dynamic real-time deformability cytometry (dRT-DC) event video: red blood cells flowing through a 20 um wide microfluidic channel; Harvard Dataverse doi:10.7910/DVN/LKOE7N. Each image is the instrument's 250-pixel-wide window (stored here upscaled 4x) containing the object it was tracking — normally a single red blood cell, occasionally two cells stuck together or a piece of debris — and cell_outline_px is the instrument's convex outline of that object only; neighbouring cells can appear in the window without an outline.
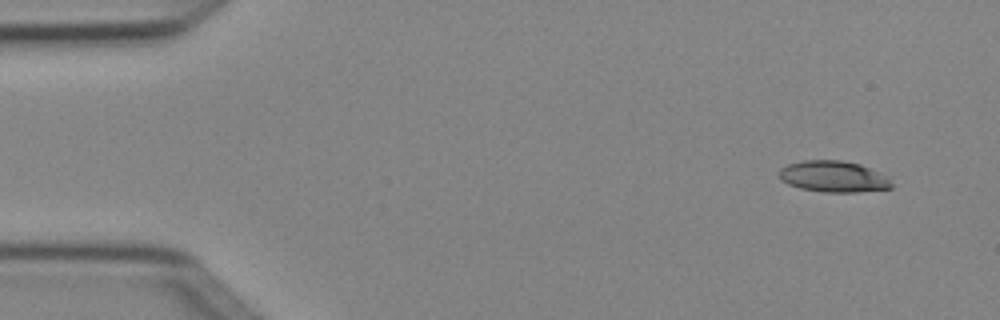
{"species": "Egyptian fruit bat (a non-hibernating species)", "species_latin": "Rousettus aegyptiacus", "temperature_condition": "cold", "stored_images_in_passage": 4, "camera_frame_rate_fps": 3000, "um_per_image_px": 0.085, "animal": {"sex": "female"}, "frame": {"image": 1, "passage_image": 1, "time_ms": 0.0, "image_size_px": [1000, 320], "cell_outline_px": [[892, 188], [856, 192], [824, 192], [800, 188], [788, 184], [780, 180], [780, 168], [788, 164], [804, 160], [840, 160], [860, 164], [888, 176], [892, 184]], "centroid_in_image_um": [70.85, 15.0], "position_along_channel_um": 14.2, "area_um2": 20.46}}
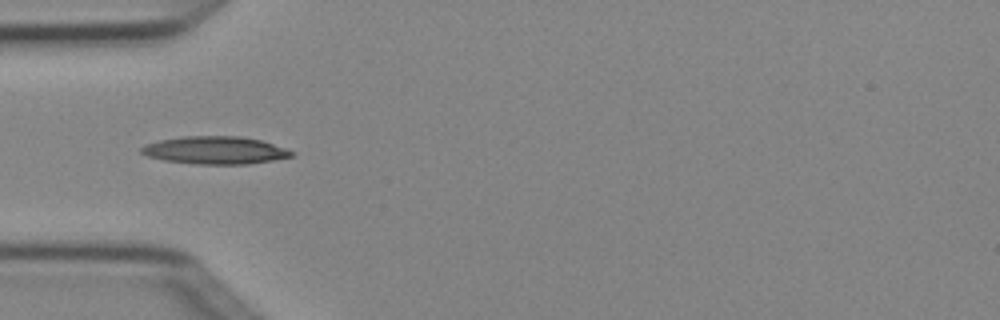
{"frame": {"image": 2, "passage_image": 4, "time_ms": 1.0, "image_size_px": [1000, 320], "cell_outline_px": [[296, 152], [292, 156], [272, 160], [248, 164], [196, 164], [164, 160], [148, 156], [140, 152], [140, 148], [144, 144], [160, 140], [184, 136], [240, 136], [260, 140]], "centroid_in_image_um": [18.26, 12.77], "position_along_channel_um": 66.7, "area_um2": 24.1}}